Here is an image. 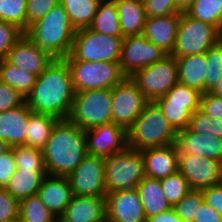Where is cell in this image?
<instances>
[{"mask_svg":"<svg viewBox=\"0 0 222 222\" xmlns=\"http://www.w3.org/2000/svg\"><path fill=\"white\" fill-rule=\"evenodd\" d=\"M19 201L5 188H0V222H18Z\"/></svg>","mask_w":222,"mask_h":222,"instance_id":"cell-43","label":"cell"},{"mask_svg":"<svg viewBox=\"0 0 222 222\" xmlns=\"http://www.w3.org/2000/svg\"><path fill=\"white\" fill-rule=\"evenodd\" d=\"M51 222H67L62 217H55Z\"/></svg>","mask_w":222,"mask_h":222,"instance_id":"cell-55","label":"cell"},{"mask_svg":"<svg viewBox=\"0 0 222 222\" xmlns=\"http://www.w3.org/2000/svg\"><path fill=\"white\" fill-rule=\"evenodd\" d=\"M24 102L25 98L16 89L0 81V113L20 106Z\"/></svg>","mask_w":222,"mask_h":222,"instance_id":"cell-46","label":"cell"},{"mask_svg":"<svg viewBox=\"0 0 222 222\" xmlns=\"http://www.w3.org/2000/svg\"><path fill=\"white\" fill-rule=\"evenodd\" d=\"M164 195L168 202L176 205L190 190L186 178L178 171L160 180Z\"/></svg>","mask_w":222,"mask_h":222,"instance_id":"cell-40","label":"cell"},{"mask_svg":"<svg viewBox=\"0 0 222 222\" xmlns=\"http://www.w3.org/2000/svg\"><path fill=\"white\" fill-rule=\"evenodd\" d=\"M222 38V34L212 25L181 14L172 56L181 57L205 53Z\"/></svg>","mask_w":222,"mask_h":222,"instance_id":"cell-9","label":"cell"},{"mask_svg":"<svg viewBox=\"0 0 222 222\" xmlns=\"http://www.w3.org/2000/svg\"><path fill=\"white\" fill-rule=\"evenodd\" d=\"M37 195L56 217H61L72 200L73 192L68 177L46 174Z\"/></svg>","mask_w":222,"mask_h":222,"instance_id":"cell-19","label":"cell"},{"mask_svg":"<svg viewBox=\"0 0 222 222\" xmlns=\"http://www.w3.org/2000/svg\"><path fill=\"white\" fill-rule=\"evenodd\" d=\"M16 169L17 167L14 159L13 149L9 148L0 157V188L6 187Z\"/></svg>","mask_w":222,"mask_h":222,"instance_id":"cell-48","label":"cell"},{"mask_svg":"<svg viewBox=\"0 0 222 222\" xmlns=\"http://www.w3.org/2000/svg\"><path fill=\"white\" fill-rule=\"evenodd\" d=\"M192 222H222V214L205 202L198 208Z\"/></svg>","mask_w":222,"mask_h":222,"instance_id":"cell-50","label":"cell"},{"mask_svg":"<svg viewBox=\"0 0 222 222\" xmlns=\"http://www.w3.org/2000/svg\"><path fill=\"white\" fill-rule=\"evenodd\" d=\"M59 0H27V30L30 25L43 18Z\"/></svg>","mask_w":222,"mask_h":222,"instance_id":"cell-44","label":"cell"},{"mask_svg":"<svg viewBox=\"0 0 222 222\" xmlns=\"http://www.w3.org/2000/svg\"><path fill=\"white\" fill-rule=\"evenodd\" d=\"M106 222H147L136 188L106 194Z\"/></svg>","mask_w":222,"mask_h":222,"instance_id":"cell-16","label":"cell"},{"mask_svg":"<svg viewBox=\"0 0 222 222\" xmlns=\"http://www.w3.org/2000/svg\"><path fill=\"white\" fill-rule=\"evenodd\" d=\"M178 171L190 189L202 190L222 183V163L199 155L178 154Z\"/></svg>","mask_w":222,"mask_h":222,"instance_id":"cell-14","label":"cell"},{"mask_svg":"<svg viewBox=\"0 0 222 222\" xmlns=\"http://www.w3.org/2000/svg\"><path fill=\"white\" fill-rule=\"evenodd\" d=\"M46 171L16 169L5 189L19 202L37 194Z\"/></svg>","mask_w":222,"mask_h":222,"instance_id":"cell-27","label":"cell"},{"mask_svg":"<svg viewBox=\"0 0 222 222\" xmlns=\"http://www.w3.org/2000/svg\"><path fill=\"white\" fill-rule=\"evenodd\" d=\"M201 96L202 92L199 90L178 82L170 91L164 96L156 98L154 102L188 103V110L193 114L200 108Z\"/></svg>","mask_w":222,"mask_h":222,"instance_id":"cell-34","label":"cell"},{"mask_svg":"<svg viewBox=\"0 0 222 222\" xmlns=\"http://www.w3.org/2000/svg\"><path fill=\"white\" fill-rule=\"evenodd\" d=\"M146 219L170 210L172 205L166 199L160 180L144 177L136 186Z\"/></svg>","mask_w":222,"mask_h":222,"instance_id":"cell-26","label":"cell"},{"mask_svg":"<svg viewBox=\"0 0 222 222\" xmlns=\"http://www.w3.org/2000/svg\"><path fill=\"white\" fill-rule=\"evenodd\" d=\"M67 62L75 93L86 90L112 89L127 76L120 62H89L74 59L70 54L64 58Z\"/></svg>","mask_w":222,"mask_h":222,"instance_id":"cell-5","label":"cell"},{"mask_svg":"<svg viewBox=\"0 0 222 222\" xmlns=\"http://www.w3.org/2000/svg\"><path fill=\"white\" fill-rule=\"evenodd\" d=\"M36 79V75L17 68L6 60L0 61V81L16 89L24 98L32 91Z\"/></svg>","mask_w":222,"mask_h":222,"instance_id":"cell-31","label":"cell"},{"mask_svg":"<svg viewBox=\"0 0 222 222\" xmlns=\"http://www.w3.org/2000/svg\"><path fill=\"white\" fill-rule=\"evenodd\" d=\"M188 128L199 134L222 139V119H213L200 110H196L192 114Z\"/></svg>","mask_w":222,"mask_h":222,"instance_id":"cell-39","label":"cell"},{"mask_svg":"<svg viewBox=\"0 0 222 222\" xmlns=\"http://www.w3.org/2000/svg\"><path fill=\"white\" fill-rule=\"evenodd\" d=\"M87 154L109 157L123 152L127 146V131L113 122L86 129Z\"/></svg>","mask_w":222,"mask_h":222,"instance_id":"cell-15","label":"cell"},{"mask_svg":"<svg viewBox=\"0 0 222 222\" xmlns=\"http://www.w3.org/2000/svg\"><path fill=\"white\" fill-rule=\"evenodd\" d=\"M208 72L205 80V93L211 92L222 77V38L206 52Z\"/></svg>","mask_w":222,"mask_h":222,"instance_id":"cell-38","label":"cell"},{"mask_svg":"<svg viewBox=\"0 0 222 222\" xmlns=\"http://www.w3.org/2000/svg\"><path fill=\"white\" fill-rule=\"evenodd\" d=\"M59 119L52 115L32 112L28 118L25 146L42 150Z\"/></svg>","mask_w":222,"mask_h":222,"instance_id":"cell-28","label":"cell"},{"mask_svg":"<svg viewBox=\"0 0 222 222\" xmlns=\"http://www.w3.org/2000/svg\"><path fill=\"white\" fill-rule=\"evenodd\" d=\"M42 152L46 173L67 177L88 155L85 131L59 119Z\"/></svg>","mask_w":222,"mask_h":222,"instance_id":"cell-2","label":"cell"},{"mask_svg":"<svg viewBox=\"0 0 222 222\" xmlns=\"http://www.w3.org/2000/svg\"><path fill=\"white\" fill-rule=\"evenodd\" d=\"M131 79L149 101L164 96L178 82L176 58L171 54L150 66L137 70Z\"/></svg>","mask_w":222,"mask_h":222,"instance_id":"cell-10","label":"cell"},{"mask_svg":"<svg viewBox=\"0 0 222 222\" xmlns=\"http://www.w3.org/2000/svg\"><path fill=\"white\" fill-rule=\"evenodd\" d=\"M27 0H0V20L27 31Z\"/></svg>","mask_w":222,"mask_h":222,"instance_id":"cell-35","label":"cell"},{"mask_svg":"<svg viewBox=\"0 0 222 222\" xmlns=\"http://www.w3.org/2000/svg\"><path fill=\"white\" fill-rule=\"evenodd\" d=\"M24 32L14 24L0 20V61L5 60L14 44Z\"/></svg>","mask_w":222,"mask_h":222,"instance_id":"cell-42","label":"cell"},{"mask_svg":"<svg viewBox=\"0 0 222 222\" xmlns=\"http://www.w3.org/2000/svg\"><path fill=\"white\" fill-rule=\"evenodd\" d=\"M114 1L118 10L122 36L141 35L147 18L143 0Z\"/></svg>","mask_w":222,"mask_h":222,"instance_id":"cell-25","label":"cell"},{"mask_svg":"<svg viewBox=\"0 0 222 222\" xmlns=\"http://www.w3.org/2000/svg\"><path fill=\"white\" fill-rule=\"evenodd\" d=\"M123 36L97 33L90 28L76 31L70 55L89 62H120Z\"/></svg>","mask_w":222,"mask_h":222,"instance_id":"cell-7","label":"cell"},{"mask_svg":"<svg viewBox=\"0 0 222 222\" xmlns=\"http://www.w3.org/2000/svg\"><path fill=\"white\" fill-rule=\"evenodd\" d=\"M32 111L26 102L0 113V140L10 148L24 145L26 141L28 118Z\"/></svg>","mask_w":222,"mask_h":222,"instance_id":"cell-22","label":"cell"},{"mask_svg":"<svg viewBox=\"0 0 222 222\" xmlns=\"http://www.w3.org/2000/svg\"><path fill=\"white\" fill-rule=\"evenodd\" d=\"M10 147L3 141L0 140V157L9 149Z\"/></svg>","mask_w":222,"mask_h":222,"instance_id":"cell-54","label":"cell"},{"mask_svg":"<svg viewBox=\"0 0 222 222\" xmlns=\"http://www.w3.org/2000/svg\"><path fill=\"white\" fill-rule=\"evenodd\" d=\"M111 89L75 93L68 120L82 130L112 122Z\"/></svg>","mask_w":222,"mask_h":222,"instance_id":"cell-6","label":"cell"},{"mask_svg":"<svg viewBox=\"0 0 222 222\" xmlns=\"http://www.w3.org/2000/svg\"><path fill=\"white\" fill-rule=\"evenodd\" d=\"M175 146L178 154L199 155L222 163V139L191 131L188 127L177 132Z\"/></svg>","mask_w":222,"mask_h":222,"instance_id":"cell-18","label":"cell"},{"mask_svg":"<svg viewBox=\"0 0 222 222\" xmlns=\"http://www.w3.org/2000/svg\"><path fill=\"white\" fill-rule=\"evenodd\" d=\"M166 55L160 47L150 42L143 34L124 37L120 58L123 73L130 77L137 70L162 60Z\"/></svg>","mask_w":222,"mask_h":222,"instance_id":"cell-13","label":"cell"},{"mask_svg":"<svg viewBox=\"0 0 222 222\" xmlns=\"http://www.w3.org/2000/svg\"><path fill=\"white\" fill-rule=\"evenodd\" d=\"M140 152L144 161L145 177L161 180L178 172V152L175 144L146 148Z\"/></svg>","mask_w":222,"mask_h":222,"instance_id":"cell-20","label":"cell"},{"mask_svg":"<svg viewBox=\"0 0 222 222\" xmlns=\"http://www.w3.org/2000/svg\"><path fill=\"white\" fill-rule=\"evenodd\" d=\"M210 93L222 98V77L217 83V85L215 86V88Z\"/></svg>","mask_w":222,"mask_h":222,"instance_id":"cell-53","label":"cell"},{"mask_svg":"<svg viewBox=\"0 0 222 222\" xmlns=\"http://www.w3.org/2000/svg\"><path fill=\"white\" fill-rule=\"evenodd\" d=\"M182 12L168 16L147 17L143 35L167 54H172Z\"/></svg>","mask_w":222,"mask_h":222,"instance_id":"cell-21","label":"cell"},{"mask_svg":"<svg viewBox=\"0 0 222 222\" xmlns=\"http://www.w3.org/2000/svg\"><path fill=\"white\" fill-rule=\"evenodd\" d=\"M26 36L54 59H64L70 54L76 30L67 12L59 3L43 18L29 26Z\"/></svg>","mask_w":222,"mask_h":222,"instance_id":"cell-3","label":"cell"},{"mask_svg":"<svg viewBox=\"0 0 222 222\" xmlns=\"http://www.w3.org/2000/svg\"><path fill=\"white\" fill-rule=\"evenodd\" d=\"M55 217L37 194L19 202L18 222H51Z\"/></svg>","mask_w":222,"mask_h":222,"instance_id":"cell-33","label":"cell"},{"mask_svg":"<svg viewBox=\"0 0 222 222\" xmlns=\"http://www.w3.org/2000/svg\"><path fill=\"white\" fill-rule=\"evenodd\" d=\"M199 110L213 119H222V98L210 92L202 93Z\"/></svg>","mask_w":222,"mask_h":222,"instance_id":"cell-47","label":"cell"},{"mask_svg":"<svg viewBox=\"0 0 222 222\" xmlns=\"http://www.w3.org/2000/svg\"><path fill=\"white\" fill-rule=\"evenodd\" d=\"M111 98L112 122L123 127L126 131L149 102L131 77H126L111 89Z\"/></svg>","mask_w":222,"mask_h":222,"instance_id":"cell-11","label":"cell"},{"mask_svg":"<svg viewBox=\"0 0 222 222\" xmlns=\"http://www.w3.org/2000/svg\"><path fill=\"white\" fill-rule=\"evenodd\" d=\"M11 148L17 169L46 171L42 150L25 145H16Z\"/></svg>","mask_w":222,"mask_h":222,"instance_id":"cell-36","label":"cell"},{"mask_svg":"<svg viewBox=\"0 0 222 222\" xmlns=\"http://www.w3.org/2000/svg\"><path fill=\"white\" fill-rule=\"evenodd\" d=\"M204 202L222 214V183L201 190Z\"/></svg>","mask_w":222,"mask_h":222,"instance_id":"cell-49","label":"cell"},{"mask_svg":"<svg viewBox=\"0 0 222 222\" xmlns=\"http://www.w3.org/2000/svg\"><path fill=\"white\" fill-rule=\"evenodd\" d=\"M186 13L214 26L222 34V0H195Z\"/></svg>","mask_w":222,"mask_h":222,"instance_id":"cell-32","label":"cell"},{"mask_svg":"<svg viewBox=\"0 0 222 222\" xmlns=\"http://www.w3.org/2000/svg\"><path fill=\"white\" fill-rule=\"evenodd\" d=\"M101 0H59L75 30L89 28Z\"/></svg>","mask_w":222,"mask_h":222,"instance_id":"cell-29","label":"cell"},{"mask_svg":"<svg viewBox=\"0 0 222 222\" xmlns=\"http://www.w3.org/2000/svg\"><path fill=\"white\" fill-rule=\"evenodd\" d=\"M144 177V161L140 151L127 147L123 152L105 157L107 193L134 189Z\"/></svg>","mask_w":222,"mask_h":222,"instance_id":"cell-8","label":"cell"},{"mask_svg":"<svg viewBox=\"0 0 222 222\" xmlns=\"http://www.w3.org/2000/svg\"><path fill=\"white\" fill-rule=\"evenodd\" d=\"M203 202L204 198L201 190L190 189L173 208L184 222H192L194 215H196L198 208Z\"/></svg>","mask_w":222,"mask_h":222,"instance_id":"cell-41","label":"cell"},{"mask_svg":"<svg viewBox=\"0 0 222 222\" xmlns=\"http://www.w3.org/2000/svg\"><path fill=\"white\" fill-rule=\"evenodd\" d=\"M177 131L171 126L154 101H149L136 121L127 130L128 148L141 151L146 148L175 144Z\"/></svg>","mask_w":222,"mask_h":222,"instance_id":"cell-4","label":"cell"},{"mask_svg":"<svg viewBox=\"0 0 222 222\" xmlns=\"http://www.w3.org/2000/svg\"><path fill=\"white\" fill-rule=\"evenodd\" d=\"M195 0H176L179 12H187Z\"/></svg>","mask_w":222,"mask_h":222,"instance_id":"cell-52","label":"cell"},{"mask_svg":"<svg viewBox=\"0 0 222 222\" xmlns=\"http://www.w3.org/2000/svg\"><path fill=\"white\" fill-rule=\"evenodd\" d=\"M167 118L171 126L178 132L186 129L192 113L188 110V103L155 102Z\"/></svg>","mask_w":222,"mask_h":222,"instance_id":"cell-37","label":"cell"},{"mask_svg":"<svg viewBox=\"0 0 222 222\" xmlns=\"http://www.w3.org/2000/svg\"><path fill=\"white\" fill-rule=\"evenodd\" d=\"M90 29L97 33L122 36L119 16L114 0H101Z\"/></svg>","mask_w":222,"mask_h":222,"instance_id":"cell-30","label":"cell"},{"mask_svg":"<svg viewBox=\"0 0 222 222\" xmlns=\"http://www.w3.org/2000/svg\"><path fill=\"white\" fill-rule=\"evenodd\" d=\"M147 222H184L174 208L147 219Z\"/></svg>","mask_w":222,"mask_h":222,"instance_id":"cell-51","label":"cell"},{"mask_svg":"<svg viewBox=\"0 0 222 222\" xmlns=\"http://www.w3.org/2000/svg\"><path fill=\"white\" fill-rule=\"evenodd\" d=\"M67 177L73 195L106 197L104 157L87 155Z\"/></svg>","mask_w":222,"mask_h":222,"instance_id":"cell-12","label":"cell"},{"mask_svg":"<svg viewBox=\"0 0 222 222\" xmlns=\"http://www.w3.org/2000/svg\"><path fill=\"white\" fill-rule=\"evenodd\" d=\"M147 17L168 16L178 13L176 0H143Z\"/></svg>","mask_w":222,"mask_h":222,"instance_id":"cell-45","label":"cell"},{"mask_svg":"<svg viewBox=\"0 0 222 222\" xmlns=\"http://www.w3.org/2000/svg\"><path fill=\"white\" fill-rule=\"evenodd\" d=\"M179 83L205 93L208 72L206 53L176 57Z\"/></svg>","mask_w":222,"mask_h":222,"instance_id":"cell-24","label":"cell"},{"mask_svg":"<svg viewBox=\"0 0 222 222\" xmlns=\"http://www.w3.org/2000/svg\"><path fill=\"white\" fill-rule=\"evenodd\" d=\"M74 95L67 62L64 59H55L41 75L37 76L25 102L32 112L67 119Z\"/></svg>","mask_w":222,"mask_h":222,"instance_id":"cell-1","label":"cell"},{"mask_svg":"<svg viewBox=\"0 0 222 222\" xmlns=\"http://www.w3.org/2000/svg\"><path fill=\"white\" fill-rule=\"evenodd\" d=\"M5 60L17 68L39 76L55 59L46 51L40 50L24 33Z\"/></svg>","mask_w":222,"mask_h":222,"instance_id":"cell-17","label":"cell"},{"mask_svg":"<svg viewBox=\"0 0 222 222\" xmlns=\"http://www.w3.org/2000/svg\"><path fill=\"white\" fill-rule=\"evenodd\" d=\"M61 217L67 222H106V197L73 195Z\"/></svg>","mask_w":222,"mask_h":222,"instance_id":"cell-23","label":"cell"}]
</instances>
